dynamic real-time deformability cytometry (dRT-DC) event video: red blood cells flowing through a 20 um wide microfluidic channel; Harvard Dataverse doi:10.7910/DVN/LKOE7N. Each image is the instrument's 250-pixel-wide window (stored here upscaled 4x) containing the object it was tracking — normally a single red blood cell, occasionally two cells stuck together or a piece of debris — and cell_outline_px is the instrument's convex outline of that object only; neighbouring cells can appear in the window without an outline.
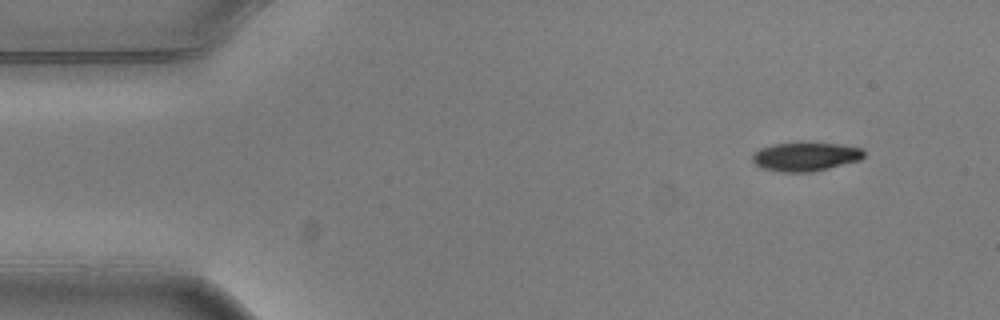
{"species": "common noctule bat (a hibernating species)", "species_latin": "Nyctalus noctula", "temperature_condition": "warm", "stored_images_in_passage": 3, "camera_frame_rate_fps": 3000, "um_per_image_px": 0.085, "animal": {"sex": "male", "body_mass_g": 20.5, "forearm_length_mm": 52.5}, "frame": {"image": 1, "passage_image": 1, "time_ms": 0.0, "image_size_px": [1000, 320], "cell_outline_px": [[864, 156], [860, 160], [812, 172], [780, 172], [760, 168], [752, 160], [752, 156], [760, 148], [772, 144], [840, 144], [860, 148], [864, 152]], "centroid_in_image_um": [68.44, 13.34], "position_along_channel_um": 16.6, "area_um2": 18.32}}